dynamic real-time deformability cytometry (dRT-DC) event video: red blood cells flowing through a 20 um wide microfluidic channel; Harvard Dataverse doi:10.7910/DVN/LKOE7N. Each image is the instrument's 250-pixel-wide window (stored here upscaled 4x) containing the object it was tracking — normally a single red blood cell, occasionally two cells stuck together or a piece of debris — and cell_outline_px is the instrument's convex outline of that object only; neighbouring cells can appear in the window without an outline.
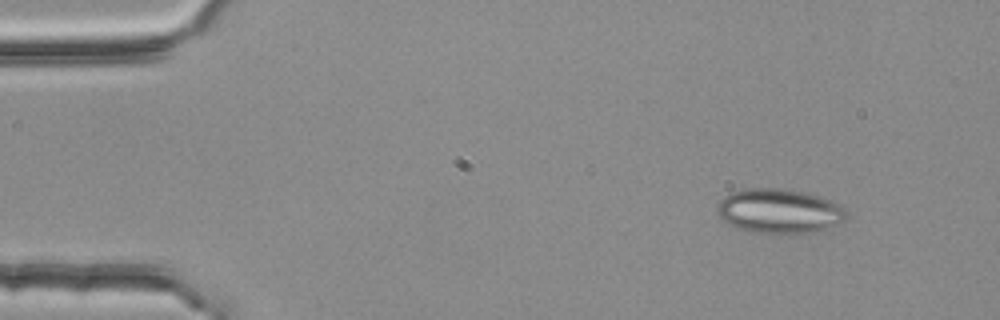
{"species": "common noctule bat (a hibernating species)", "species_latin": "Nyctalus noctula", "temperature_condition": "room temperature", "stored_images_in_passage": 4, "camera_frame_rate_fps": 3000, "um_per_image_px": 0.085, "animal": {"sex": "female", "body_mass_g": 25.1}, "frame": {"image": 1, "passage_image": 1, "time_ms": 0.0, "image_size_px": [1000, 320], "cell_outline_px": [[848, 216], [844, 220], [836, 224], [812, 232], [760, 232], [740, 228], [724, 220], [716, 212], [716, 208], [720, 200], [724, 196], [732, 192], [744, 188], [784, 188], [804, 192], [832, 200], [840, 204], [848, 212]], "centroid_in_image_um": [66.25, 17.89], "position_along_channel_um": 18.7, "area_um2": 33.0}}